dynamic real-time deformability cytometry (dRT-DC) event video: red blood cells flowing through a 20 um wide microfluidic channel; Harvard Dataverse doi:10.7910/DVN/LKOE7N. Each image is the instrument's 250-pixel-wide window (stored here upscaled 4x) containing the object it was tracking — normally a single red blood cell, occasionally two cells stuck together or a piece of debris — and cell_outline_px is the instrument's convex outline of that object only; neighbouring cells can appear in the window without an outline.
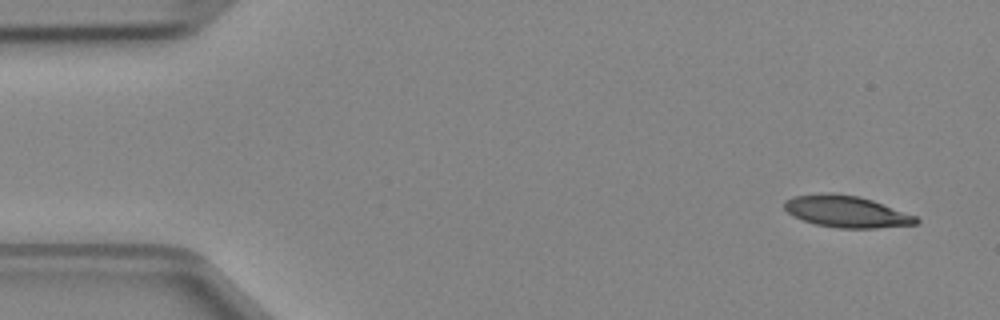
{"species": "Egyptian fruit bat (a non-hibernating species)", "species_latin": "Rousettus aegyptiacus", "temperature_condition": "cold", "stored_images_in_passage": 3, "camera_frame_rate_fps": 3000, "um_per_image_px": 0.085, "animal": {"sex": "female"}, "frame": {"image": 1, "passage_image": 1, "time_ms": 0.0, "image_size_px": [1000, 320], "cell_outline_px": [[920, 220], [916, 224], [876, 228], [836, 228], [816, 224], [792, 216], [784, 208], [784, 200], [792, 196], [828, 192], [832, 192], [856, 196], [872, 200], [916, 216]], "centroid_in_image_um": [71.91, 17.98], "position_along_channel_um": 13.1, "area_um2": 24.28}}